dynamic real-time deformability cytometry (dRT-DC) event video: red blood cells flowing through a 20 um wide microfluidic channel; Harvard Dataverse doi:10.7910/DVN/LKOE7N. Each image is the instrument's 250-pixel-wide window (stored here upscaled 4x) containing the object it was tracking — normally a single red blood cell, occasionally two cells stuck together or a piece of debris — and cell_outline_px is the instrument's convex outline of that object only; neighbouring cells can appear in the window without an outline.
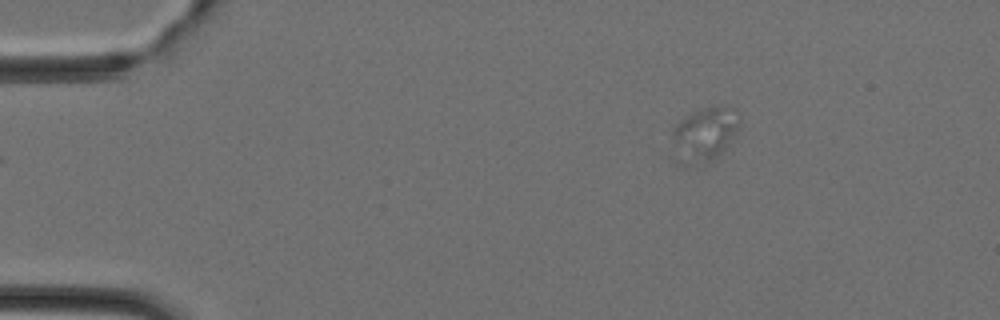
{"species": "Egyptian fruit bat (a non-hibernating species)", "species_latin": "Rousettus aegyptiacus", "temperature_condition": "cold", "stored_images_in_passage": 41, "camera_frame_rate_fps": 3000, "um_per_image_px": 0.085, "animal": {"sex": "female"}, "frame": {"image": 1, "passage_image": 1, "time_ms": 0.0, "image_size_px": [1000, 320], "cell_outline_px": [[740, 128], [724, 152], [712, 160], [684, 164], [680, 164], [676, 160], [672, 136], [672, 128], [680, 120], [692, 112], [712, 104], [716, 104], [732, 108], [740, 120]], "centroid_in_image_um": [59.9, 11.38], "position_along_channel_um": 25.1, "area_um2": 21.5}}
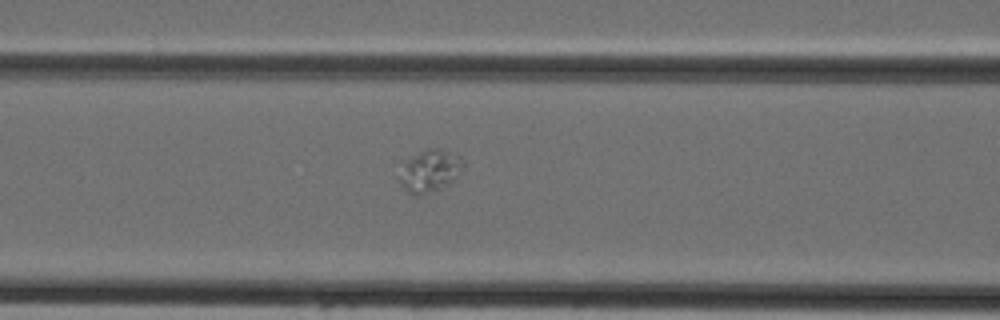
{"frame": {"image": 2, "passage_image": 13, "time_ms": 4.0, "image_size_px": [1000, 320], "cell_outline_px": [[464, 168], [448, 184], [432, 192], [416, 196], [408, 192], [396, 180], [404, 164], [412, 156], [424, 148], [436, 148], [460, 156], [464, 160]], "centroid_in_image_um": [36.51, 14.53], "position_along_channel_um": 130.1, "area_um2": 15.72}}
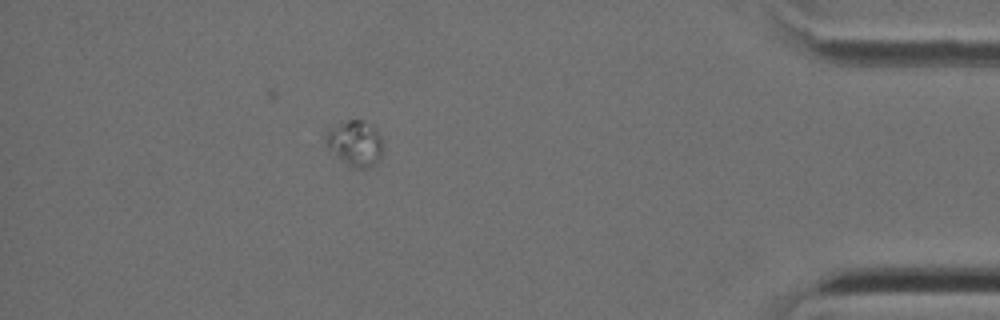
{"frame": {"image": 3, "passage_image": 35, "time_ms": 11.333, "image_size_px": [1000, 320], "cell_outline_px": [[380, 160], [376, 164], [368, 168], [352, 168], [344, 164], [328, 148], [324, 140], [324, 136], [328, 128], [348, 120], [364, 120], [380, 136]], "centroid_in_image_um": [30.11, 12.21], "position_along_channel_um": 405.1, "area_um2": 15.09}}